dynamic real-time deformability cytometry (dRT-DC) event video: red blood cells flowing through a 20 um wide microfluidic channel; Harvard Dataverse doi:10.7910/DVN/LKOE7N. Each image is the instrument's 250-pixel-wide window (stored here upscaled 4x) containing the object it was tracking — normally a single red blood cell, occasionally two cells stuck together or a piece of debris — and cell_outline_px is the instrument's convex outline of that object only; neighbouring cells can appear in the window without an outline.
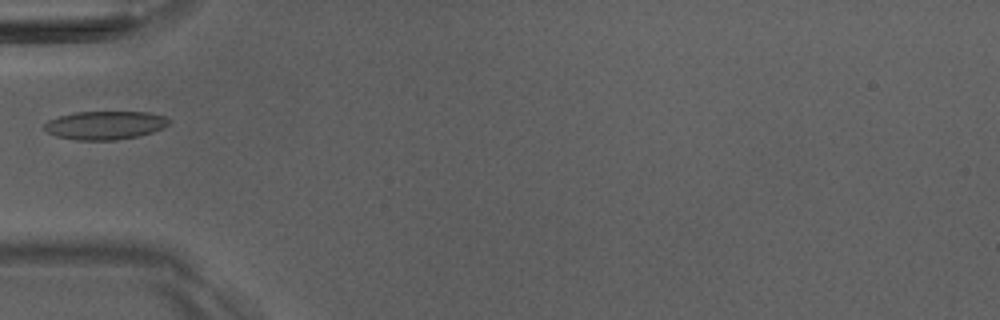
{"species": "Egyptian fruit bat (a non-hibernating species)", "species_latin": "Rousettus aegyptiacus", "temperature_condition": "room temperature", "stored_images_in_passage": 2, "camera_frame_rate_fps": 3000, "um_per_image_px": 0.085, "animal": {"sex": "male"}, "frame": {"image": 1, "passage_image": 1, "time_ms": 0.0, "image_size_px": [1000, 320], "cell_outline_px": [[172, 120], [164, 128], [152, 132], [136, 136], [116, 140], [76, 140], [56, 136], [48, 132], [44, 128], [44, 124], [48, 120], [60, 116], [76, 112], [148, 112], [164, 116]], "centroid_in_image_um": [8.94, 10.64], "position_along_channel_um": 76.1, "area_um2": 20.58}}